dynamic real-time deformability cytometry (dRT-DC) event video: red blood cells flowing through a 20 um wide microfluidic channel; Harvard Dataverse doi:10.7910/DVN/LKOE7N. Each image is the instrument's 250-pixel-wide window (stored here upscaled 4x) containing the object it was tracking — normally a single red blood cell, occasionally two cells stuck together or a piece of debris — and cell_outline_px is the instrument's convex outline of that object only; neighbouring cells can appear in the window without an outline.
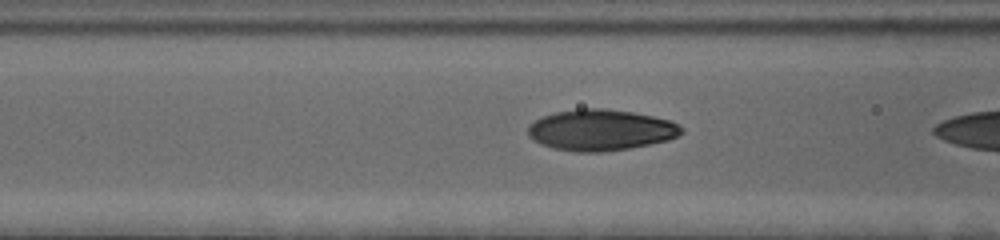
{"species": "human", "species_latin": "Homo sapiens", "temperature_condition": "cold", "stored_images_in_passage": 21, "camera_frame_rate_fps": 3000, "um_per_image_px": 0.085, "donor": {"sex": "female"}, "frame": {"image": 1, "passage_image": 20, "time_ms": 6.333, "image_size_px": [1000, 240], "cell_outline_px": [[684, 132], [668, 140], [628, 148], [600, 152], [576, 152], [552, 148], [540, 144], [528, 136], [528, 124], [544, 116], [556, 112], [576, 108], [600, 108], [632, 112], [672, 120], [680, 124], [684, 128]], "centroid_in_image_um": [51.06, 11.05], "position_along_channel_um": 115.5, "area_um2": 36.82}}